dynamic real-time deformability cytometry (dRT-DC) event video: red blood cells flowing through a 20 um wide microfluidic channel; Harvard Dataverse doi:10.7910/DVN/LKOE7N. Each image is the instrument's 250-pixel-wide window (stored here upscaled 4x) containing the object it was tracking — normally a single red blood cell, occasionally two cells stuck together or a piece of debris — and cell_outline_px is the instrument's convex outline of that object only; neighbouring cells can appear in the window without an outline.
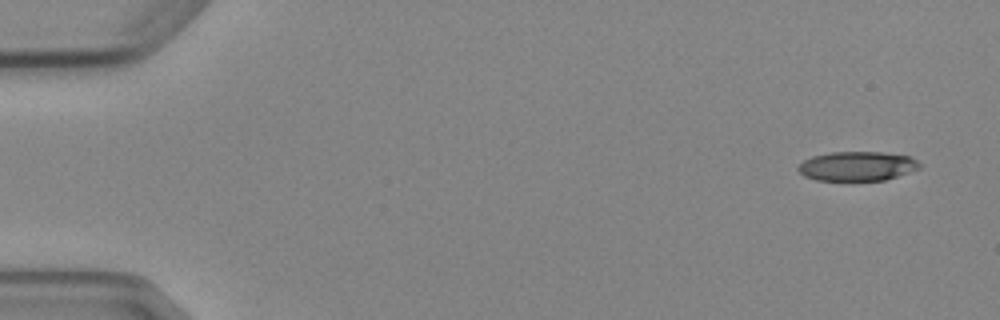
{"species": "Egyptian fruit bat (a non-hibernating species)", "species_latin": "Rousettus aegyptiacus", "temperature_condition": "cold", "stored_images_in_passage": 3, "camera_frame_rate_fps": 3000, "um_per_image_px": 0.085, "animal": {"sex": "female"}, "frame": {"image": 1, "passage_image": 1, "time_ms": 0.0, "image_size_px": [1000, 320], "cell_outline_px": [[920, 168], [884, 180], [816, 180], [804, 176], [796, 168], [804, 160], [812, 156], [832, 152], [880, 152], [912, 156], [920, 164]], "centroid_in_image_um": [72.85, 14.11], "position_along_channel_um": 12.2, "area_um2": 20.63}}